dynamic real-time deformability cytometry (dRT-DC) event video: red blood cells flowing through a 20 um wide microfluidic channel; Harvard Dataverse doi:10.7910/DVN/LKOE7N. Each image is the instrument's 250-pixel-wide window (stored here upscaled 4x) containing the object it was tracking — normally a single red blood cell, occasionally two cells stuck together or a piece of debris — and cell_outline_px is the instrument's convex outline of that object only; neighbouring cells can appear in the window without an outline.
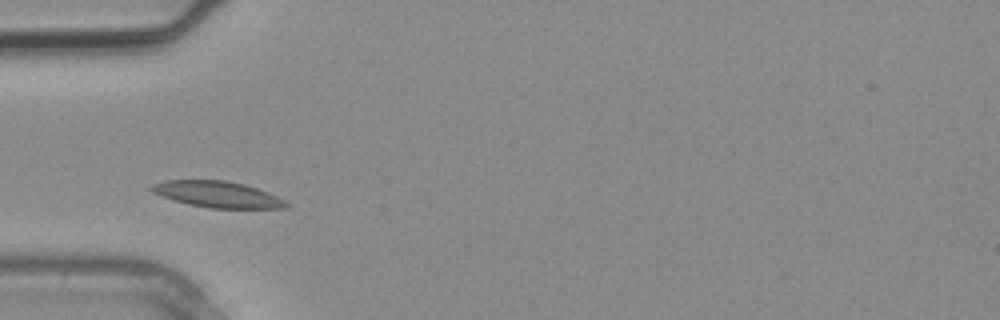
{"species": "common noctule bat (a hibernating species)", "species_latin": "Nyctalus noctula", "temperature_condition": "warm", "stored_images_in_passage": 2, "camera_frame_rate_fps": 3000, "um_per_image_px": 0.085, "animal": {"sex": "male", "body_mass_g": 20.4}, "frame": {"image": 1, "passage_image": 2, "time_ms": 0.333, "image_size_px": [1000, 320], "cell_outline_px": [[292, 204], [288, 208], [208, 208], [188, 204], [172, 200], [160, 196], [152, 192], [148, 188], [152, 184], [164, 180], [224, 180], [244, 184], [268, 192]], "centroid_in_image_um": [18.46, 16.52], "position_along_channel_um": 66.5, "area_um2": 20.75}}